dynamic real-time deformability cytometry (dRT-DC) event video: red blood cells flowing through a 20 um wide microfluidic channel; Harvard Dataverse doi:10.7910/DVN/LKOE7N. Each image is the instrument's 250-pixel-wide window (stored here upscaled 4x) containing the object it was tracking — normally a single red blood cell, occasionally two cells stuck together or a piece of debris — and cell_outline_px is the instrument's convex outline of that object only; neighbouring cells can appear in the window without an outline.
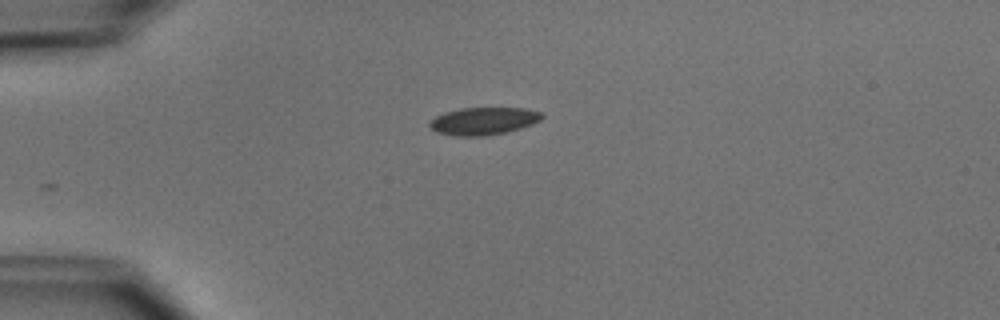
{"species": "common noctule bat (a hibernating species)", "species_latin": "Nyctalus noctula", "temperature_condition": "cold", "stored_images_in_passage": 2, "camera_frame_rate_fps": 3000, "um_per_image_px": 0.085, "animal": {"sex": "male", "body_mass_g": 15.6}, "frame": {"image": 1, "passage_image": 1, "time_ms": 0.0, "image_size_px": [1000, 320], "cell_outline_px": [[544, 116], [540, 120], [532, 124], [520, 128], [504, 132], [484, 136], [460, 136], [436, 132], [428, 124], [436, 116], [444, 112], [460, 108], [524, 108], [544, 112]], "centroid_in_image_um": [41.12, 10.27], "position_along_channel_um": 43.9, "area_um2": 17.92}}